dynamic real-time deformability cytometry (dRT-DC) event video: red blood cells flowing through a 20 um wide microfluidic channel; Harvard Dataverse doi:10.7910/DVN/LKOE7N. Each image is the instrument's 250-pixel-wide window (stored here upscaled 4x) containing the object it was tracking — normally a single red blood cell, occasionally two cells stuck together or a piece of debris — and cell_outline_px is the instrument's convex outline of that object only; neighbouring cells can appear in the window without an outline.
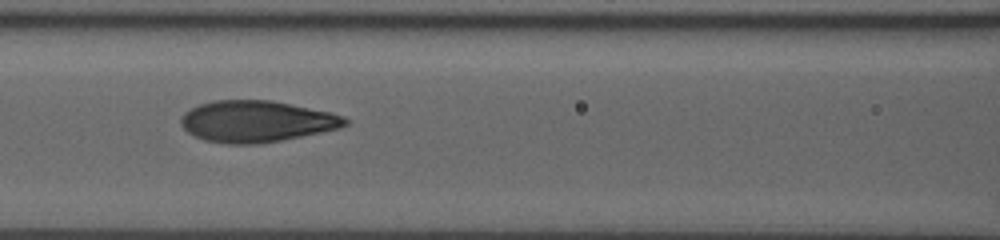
{"species": "human", "species_latin": "Homo sapiens", "temperature_condition": "room temperature", "stored_images_in_passage": 12, "segment_of_instrument_passage": [1, 2], "camera_frame_rate_fps": 3000, "um_per_image_px": 0.085, "donor": {"sex": "male"}, "frame": {"image": 1, "passage_image": 8, "time_ms": 7.333, "image_size_px": [1000, 240], "cell_outline_px": [[348, 124], [340, 128], [260, 144], [228, 144], [204, 140], [188, 132], [180, 124], [180, 116], [184, 112], [200, 104], [212, 100], [272, 100], [328, 112], [344, 116], [348, 120]], "centroid_in_image_um": [21.76, 10.31], "position_along_channel_um": 144.8, "area_um2": 39.48}}
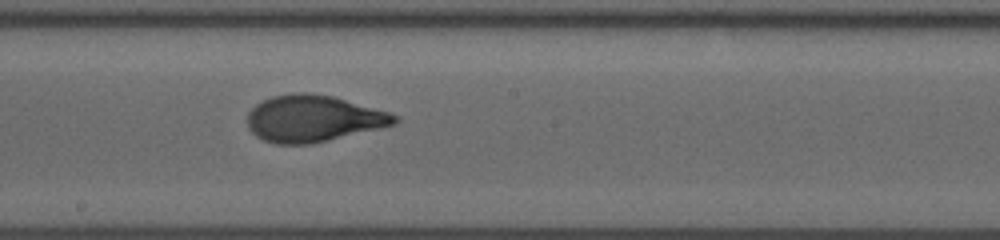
{"frame": {"image": 2, "passage_image": 10, "time_ms": 9.333, "image_size_px": [1000, 240], "cell_outline_px": [[400, 120], [396, 124], [312, 144], [276, 144], [264, 140], [256, 136], [248, 128], [248, 112], [256, 104], [272, 96], [296, 92], [308, 92], [332, 96], [388, 112], [400, 116]], "centroid_in_image_um": [26.62, 10.08], "position_along_channel_um": 221.6, "area_um2": 39.88}}
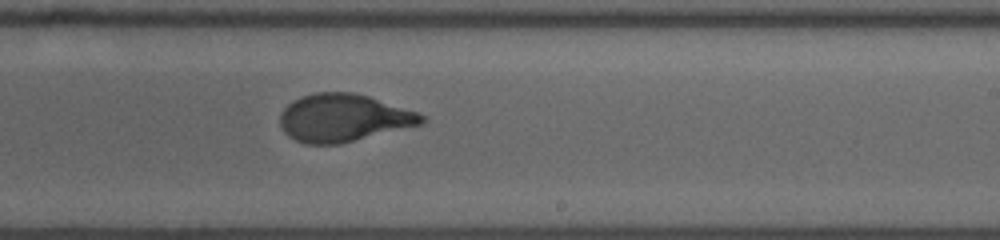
{"frame": {"image": 3, "passage_image": 11, "time_ms": 10.333, "image_size_px": [1000, 240], "cell_outline_px": [[428, 120], [420, 124], [340, 144], [304, 144], [288, 136], [284, 132], [280, 124], [280, 112], [288, 104], [300, 96], [316, 92], [356, 92], [416, 112], [424, 116]], "centroid_in_image_um": [29.14, 10.02], "position_along_channel_um": 259.9, "area_um2": 39.13}}